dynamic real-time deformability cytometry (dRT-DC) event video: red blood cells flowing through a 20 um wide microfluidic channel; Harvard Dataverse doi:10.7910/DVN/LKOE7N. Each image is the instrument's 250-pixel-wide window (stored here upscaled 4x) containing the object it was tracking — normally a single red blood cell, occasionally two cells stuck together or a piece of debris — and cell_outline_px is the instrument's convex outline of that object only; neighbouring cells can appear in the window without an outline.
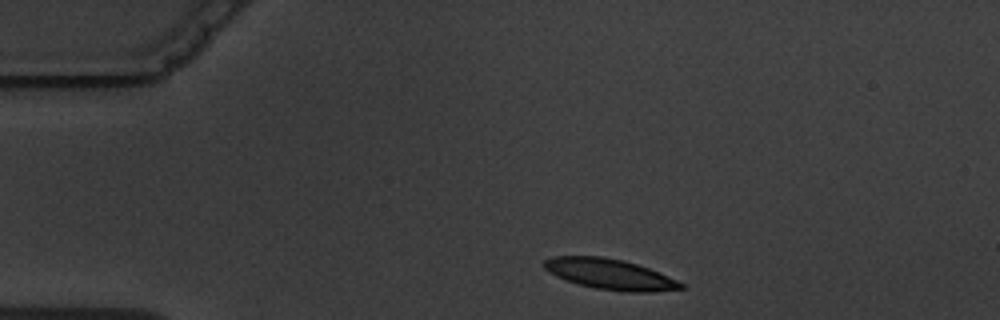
{"species": "common noctule bat (a hibernating species)", "species_latin": "Nyctalus noctula", "temperature_condition": "warm", "stored_images_in_passage": 3, "camera_frame_rate_fps": 3000, "um_per_image_px": 0.085, "animal": {"sex": "male", "body_mass_g": 19.5, "forearm_length_mm": 54.6}, "frame": {"image": 1, "passage_image": 1, "time_ms": 0.0, "image_size_px": [1000, 320], "cell_outline_px": [[684, 288], [656, 292], [628, 292], [596, 288], [564, 280], [548, 272], [544, 268], [544, 260], [552, 256], [600, 256], [624, 260], [648, 268], [668, 276], [684, 284]], "centroid_in_image_um": [51.82, 23.3], "position_along_channel_um": 33.2, "area_um2": 24.28}}
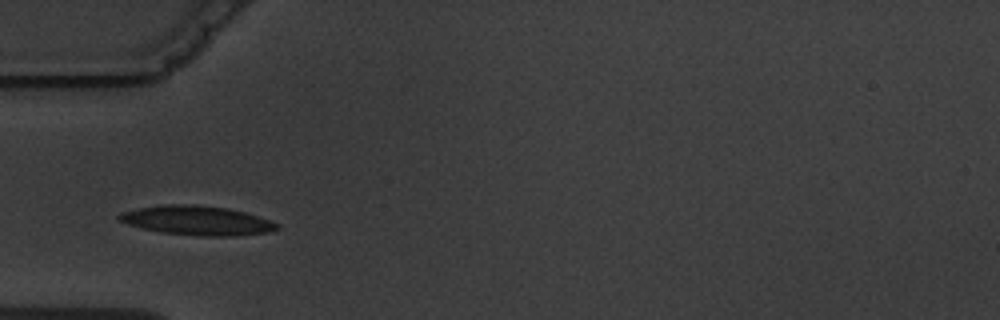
{"frame": {"image": 2, "passage_image": 3, "time_ms": 2.333, "image_size_px": [1000, 320], "cell_outline_px": [[280, 228], [272, 232], [236, 236], [200, 236], [160, 232], [140, 228], [116, 220], [116, 216], [120, 212], [136, 208], [160, 204], [192, 204], [228, 208], [244, 212], [268, 220], [276, 224]], "centroid_in_image_um": [16.67, 18.74], "position_along_channel_um": 68.3, "area_um2": 27.22}}